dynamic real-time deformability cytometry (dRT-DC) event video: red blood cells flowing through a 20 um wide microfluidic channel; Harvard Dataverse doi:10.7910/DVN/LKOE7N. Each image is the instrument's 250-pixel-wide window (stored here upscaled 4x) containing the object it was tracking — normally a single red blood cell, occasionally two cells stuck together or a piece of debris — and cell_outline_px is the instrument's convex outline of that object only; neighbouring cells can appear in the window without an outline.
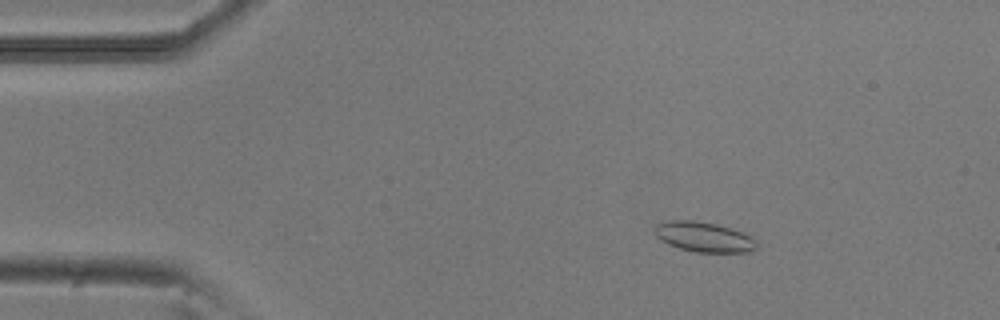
{"species": "common noctule bat (a hibernating species)", "species_latin": "Nyctalus noctula", "temperature_condition": "room temperature", "stored_images_in_passage": 3, "camera_frame_rate_fps": 3000, "um_per_image_px": 0.085, "animal": {"sex": "male", "body_mass_g": 20.5, "forearm_length_mm": 52.5}, "frame": {"image": 1, "passage_image": 1, "time_ms": 0.0, "image_size_px": [1000, 320], "cell_outline_px": [[756, 248], [752, 252], [696, 252], [680, 248], [668, 244], [660, 240], [656, 236], [656, 224], [668, 220], [692, 220], [716, 224], [740, 232], [748, 236], [756, 244]], "centroid_in_image_um": [59.78, 20.14], "position_along_channel_um": 25.2, "area_um2": 17.46}}
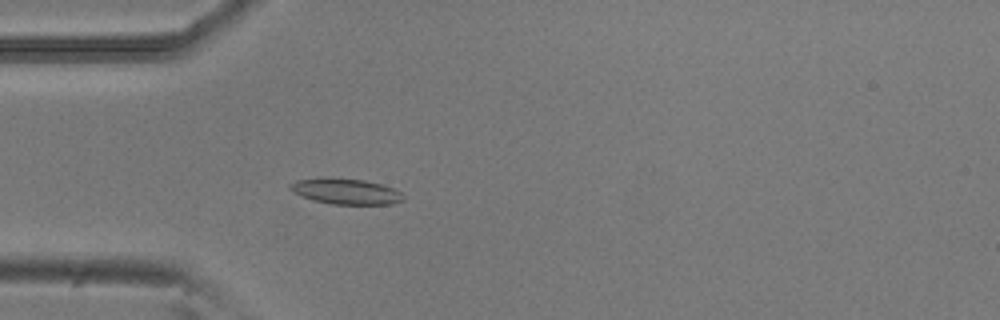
{"frame": {"image": 2, "passage_image": 3, "time_ms": 0.667, "image_size_px": [1000, 320], "cell_outline_px": [[404, 200], [392, 204], [332, 204], [312, 200], [300, 196], [292, 192], [288, 188], [288, 184], [296, 180], [320, 176], [324, 176], [364, 180], [384, 184], [400, 192], [404, 196]], "centroid_in_image_um": [29.33, 16.24], "position_along_channel_um": 55.7, "area_um2": 17.46}}